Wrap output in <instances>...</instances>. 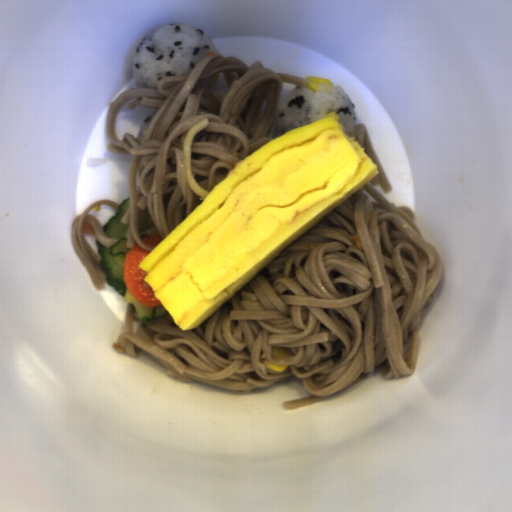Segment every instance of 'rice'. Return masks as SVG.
Here are the masks:
<instances>
[{
	"mask_svg": "<svg viewBox=\"0 0 512 512\" xmlns=\"http://www.w3.org/2000/svg\"><path fill=\"white\" fill-rule=\"evenodd\" d=\"M219 53L213 40L189 24L164 25L141 40L134 52L132 77L146 88L166 77L189 74L197 63Z\"/></svg>",
	"mask_w": 512,
	"mask_h": 512,
	"instance_id": "1",
	"label": "rice"
},
{
	"mask_svg": "<svg viewBox=\"0 0 512 512\" xmlns=\"http://www.w3.org/2000/svg\"><path fill=\"white\" fill-rule=\"evenodd\" d=\"M335 112L339 116L344 134L355 138L357 118L355 107L348 93L339 85L322 84L317 91L297 85L292 88L277 106L276 129L282 136L291 129L317 122Z\"/></svg>",
	"mask_w": 512,
	"mask_h": 512,
	"instance_id": "2",
	"label": "rice"
}]
</instances>
